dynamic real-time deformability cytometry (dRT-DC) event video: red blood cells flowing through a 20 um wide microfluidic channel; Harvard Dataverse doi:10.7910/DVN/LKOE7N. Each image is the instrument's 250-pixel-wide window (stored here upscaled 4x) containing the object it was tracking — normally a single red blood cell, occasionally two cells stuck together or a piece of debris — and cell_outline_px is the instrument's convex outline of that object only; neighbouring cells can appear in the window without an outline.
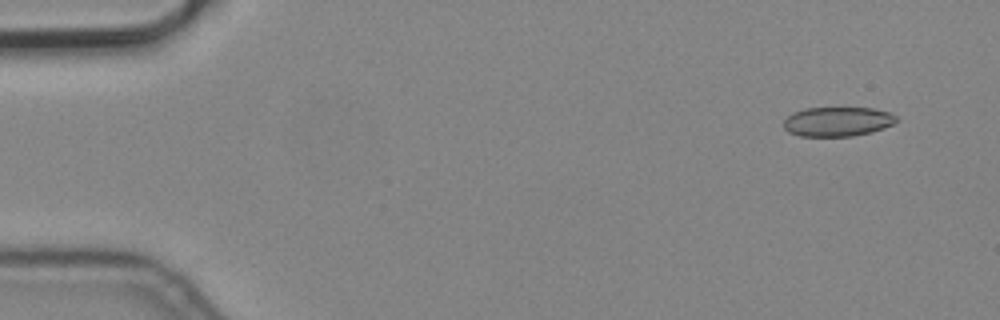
{"species": "common noctule bat (a hibernating species)", "species_latin": "Nyctalus noctula", "temperature_condition": "cold", "stored_images_in_passage": 4, "camera_frame_rate_fps": 3000, "um_per_image_px": 0.085, "animal": {"sex": "male", "body_mass_g": 19.2, "forearm_length_mm": 51.8}, "frame": {"image": 1, "passage_image": 1, "time_ms": 0.0, "image_size_px": [1000, 320], "cell_outline_px": [[900, 120], [884, 128], [872, 132], [852, 136], [800, 136], [788, 132], [784, 128], [784, 120], [792, 112], [804, 108], [872, 108], [888, 112], [896, 116]], "centroid_in_image_um": [71.19, 10.33], "position_along_channel_um": 13.8, "area_um2": 19.42}}
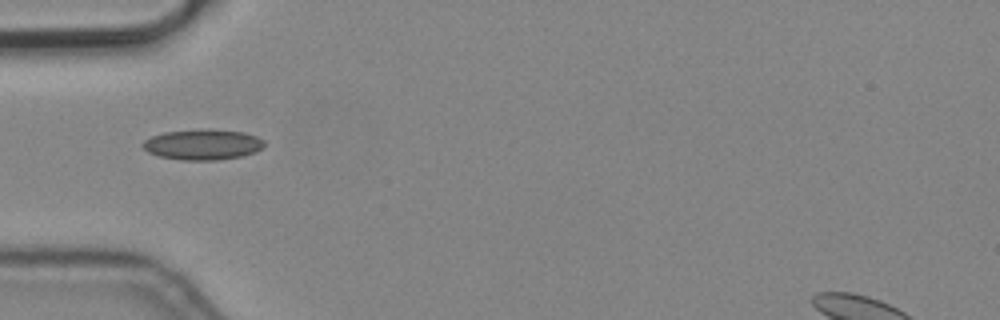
{"frame": {"image": 2, "passage_image": 4, "time_ms": 1.0, "image_size_px": [1000, 320], "cell_outline_px": [[264, 148], [256, 152], [240, 156], [216, 160], [180, 160], [160, 156], [148, 152], [140, 144], [144, 140], [152, 136], [164, 132], [208, 128], [244, 132], [256, 136], [264, 140]], "centroid_in_image_um": [17.24, 12.27], "position_along_channel_um": 67.8, "area_um2": 21.79}}